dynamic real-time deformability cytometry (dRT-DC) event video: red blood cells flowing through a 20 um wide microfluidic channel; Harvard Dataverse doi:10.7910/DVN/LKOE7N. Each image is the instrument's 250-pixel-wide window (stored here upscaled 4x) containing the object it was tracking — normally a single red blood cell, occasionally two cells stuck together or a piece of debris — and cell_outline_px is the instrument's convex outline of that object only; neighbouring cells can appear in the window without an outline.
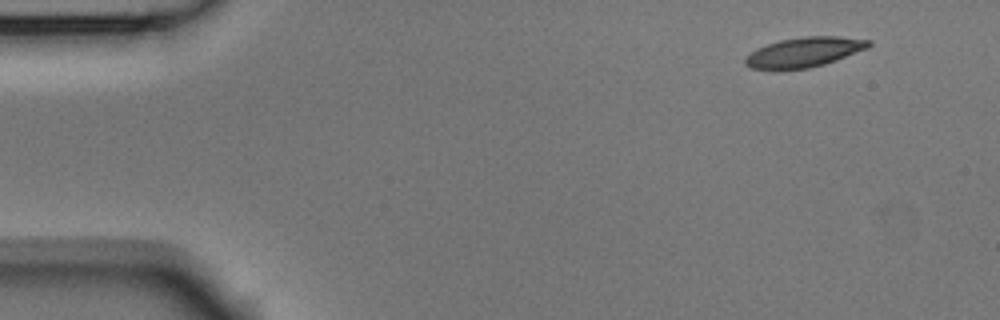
{"species": "Egyptian fruit bat (a non-hibernating species)", "species_latin": "Rousettus aegyptiacus", "temperature_condition": "room temperature", "stored_images_in_passage": 4, "camera_frame_rate_fps": 3000, "um_per_image_px": 0.085, "animal": {"sex": "male"}, "frame": {"image": 1, "passage_image": 1, "time_ms": 0.0, "image_size_px": [1000, 320], "cell_outline_px": [[872, 44], [868, 48], [836, 60], [824, 64], [808, 68], [772, 72], [752, 68], [744, 64], [744, 60], [756, 48], [780, 40], [804, 36], [836, 36], [872, 40]], "centroid_in_image_um": [68.32, 4.46], "position_along_channel_um": 16.7, "area_um2": 21.85}}
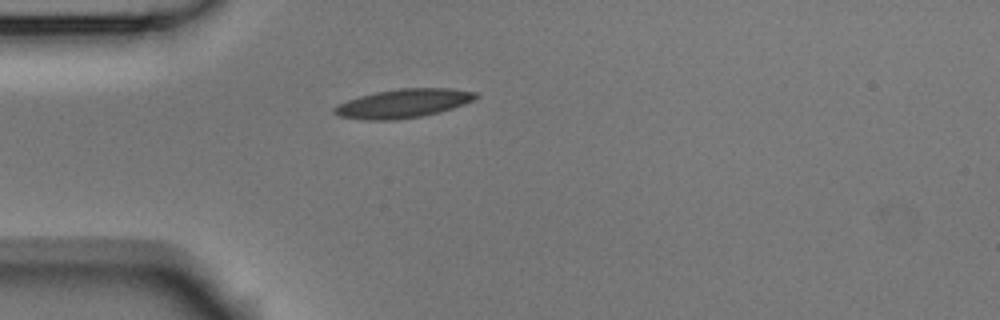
{"frame": {"image": 2, "passage_image": 3, "time_ms": 0.667, "image_size_px": [1000, 320], "cell_outline_px": [[480, 96], [464, 104], [452, 108], [420, 116], [396, 120], [368, 120], [340, 116], [332, 112], [332, 108], [348, 100], [360, 96], [376, 92], [400, 88], [452, 88], [476, 92]], "centroid_in_image_um": [34.28, 8.78], "position_along_channel_um": 50.7, "area_um2": 23.47}}